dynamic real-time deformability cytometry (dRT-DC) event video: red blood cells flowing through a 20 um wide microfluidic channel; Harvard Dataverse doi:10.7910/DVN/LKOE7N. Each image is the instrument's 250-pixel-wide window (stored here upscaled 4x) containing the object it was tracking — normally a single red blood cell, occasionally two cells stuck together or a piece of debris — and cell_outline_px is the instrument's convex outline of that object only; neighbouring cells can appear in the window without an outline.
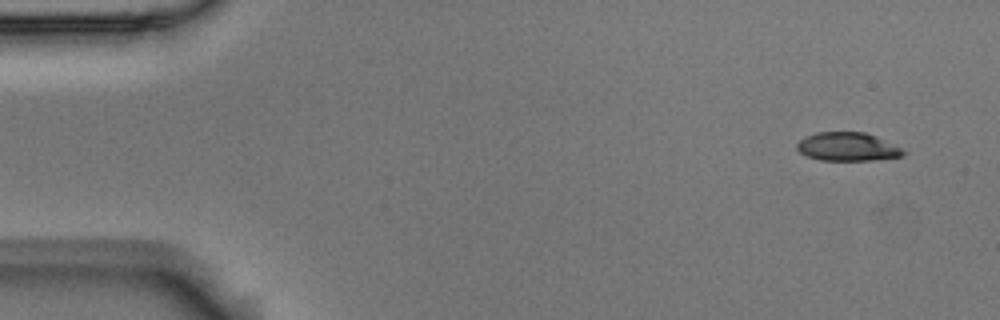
{"species": "Egyptian fruit bat (a non-hibernating species)", "species_latin": "Rousettus aegyptiacus", "temperature_condition": "room temperature", "stored_images_in_passage": 6, "camera_frame_rate_fps": 3000, "um_per_image_px": 0.085, "animal": {"sex": "male"}, "frame": {"image": 1, "passage_image": 1, "time_ms": 0.0, "image_size_px": [1000, 320], "cell_outline_px": [[908, 152], [900, 156], [872, 160], [820, 160], [808, 156], [800, 152], [796, 148], [796, 144], [804, 136], [816, 132], [864, 132], [876, 136]], "centroid_in_image_um": [72.0, 12.46], "position_along_channel_um": 13.0, "area_um2": 17.51}}
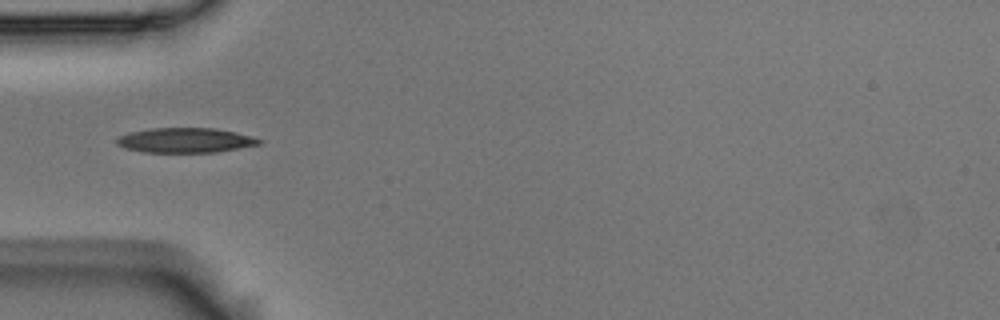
{"frame": {"image": 2, "passage_image": 5, "time_ms": 1.333, "image_size_px": [1000, 320], "cell_outline_px": [[264, 140], [260, 144], [216, 152], [144, 152], [124, 148], [116, 144], [116, 140], [120, 136], [128, 132], [148, 128], [216, 128], [236, 132], [252, 136]], "centroid_in_image_um": [15.75, 11.91], "position_along_channel_um": 69.3, "area_um2": 20.69}}
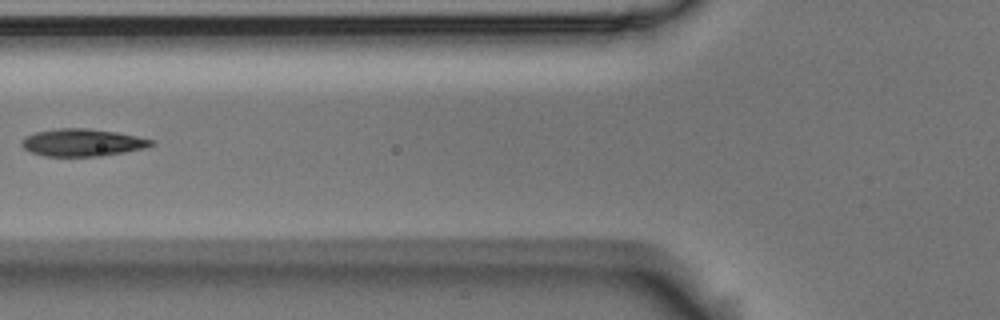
{"frame": {"image": 3, "passage_image": 6, "time_ms": 1.667, "image_size_px": [1000, 320], "cell_outline_px": [[156, 144], [148, 148], [100, 156], [44, 156], [32, 152], [24, 148], [20, 144], [20, 140], [24, 136], [36, 132], [60, 128], [88, 128], [116, 132], [156, 140]], "centroid_in_image_um": [7.03, 12.11], "position_along_channel_um": 118.8, "area_um2": 20.87}}